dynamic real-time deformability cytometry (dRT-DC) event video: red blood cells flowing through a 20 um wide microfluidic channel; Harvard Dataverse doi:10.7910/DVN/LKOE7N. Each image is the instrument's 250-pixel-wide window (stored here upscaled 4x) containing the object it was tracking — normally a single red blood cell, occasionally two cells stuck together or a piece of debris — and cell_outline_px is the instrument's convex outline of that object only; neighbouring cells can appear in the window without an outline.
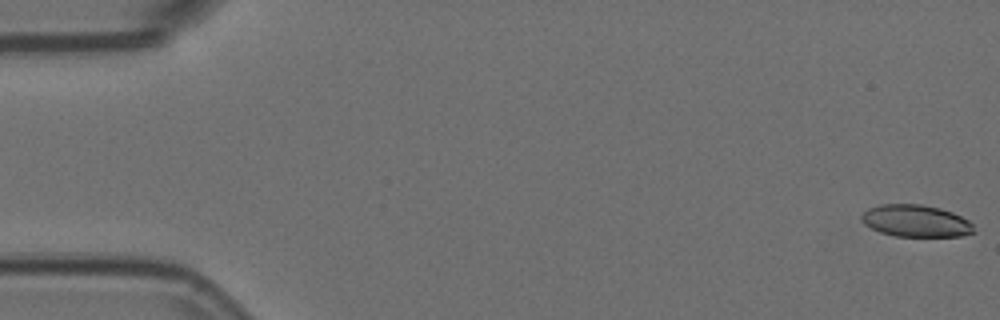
{"species": "Egyptian fruit bat (a non-hibernating species)", "species_latin": "Rousettus aegyptiacus", "temperature_condition": "room temperature", "stored_images_in_passage": 8, "camera_frame_rate_fps": 3000, "um_per_image_px": 0.085, "animal": {"sex": "female"}, "frame": {"image": 1, "passage_image": 1, "time_ms": 0.0, "image_size_px": [1000, 320], "cell_outline_px": [[976, 232], [960, 236], [896, 236], [880, 232], [864, 224], [860, 220], [860, 216], [868, 208], [880, 204], [920, 204], [940, 208], [952, 212], [968, 220], [972, 224]], "centroid_in_image_um": [77.83, 18.77], "position_along_channel_um": 7.2, "area_um2": 20.98}}